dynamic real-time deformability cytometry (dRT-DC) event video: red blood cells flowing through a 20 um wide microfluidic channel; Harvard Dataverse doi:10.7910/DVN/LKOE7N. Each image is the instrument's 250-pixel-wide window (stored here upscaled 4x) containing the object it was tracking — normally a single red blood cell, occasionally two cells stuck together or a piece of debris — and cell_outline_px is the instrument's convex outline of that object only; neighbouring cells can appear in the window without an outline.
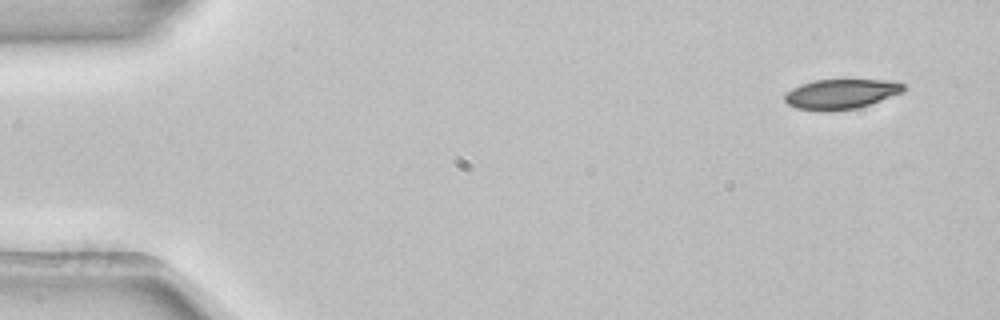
{"species": "common noctule bat (a hibernating species)", "species_latin": "Nyctalus noctula", "temperature_condition": "room temperature", "stored_images_in_passage": 3, "camera_frame_rate_fps": 3000, "um_per_image_px": 0.085, "animal": {"sex": "female", "body_mass_g": 22.7, "forearm_length_mm": 54.2}, "frame": {"image": 1, "passage_image": 1, "time_ms": 0.0, "image_size_px": [1000, 320], "cell_outline_px": [[908, 88], [904, 92], [856, 108], [824, 112], [796, 108], [788, 104], [784, 100], [784, 92], [800, 84], [812, 80], [896, 80], [904, 84]], "centroid_in_image_um": [71.48, 7.98], "position_along_channel_um": 13.5, "area_um2": 20.98}}